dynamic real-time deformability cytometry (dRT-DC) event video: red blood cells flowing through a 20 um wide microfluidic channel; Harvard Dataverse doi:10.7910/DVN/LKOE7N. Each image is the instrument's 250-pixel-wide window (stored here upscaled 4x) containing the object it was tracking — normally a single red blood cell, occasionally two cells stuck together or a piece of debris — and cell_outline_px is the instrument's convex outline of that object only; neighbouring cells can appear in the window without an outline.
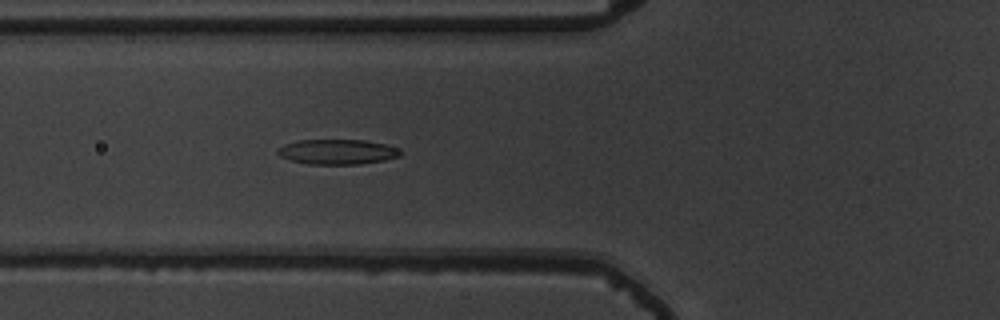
{"species": "common noctule bat (a hibernating species)", "species_latin": "Nyctalus noctula", "temperature_condition": "warm", "stored_images_in_passage": 45, "camera_frame_rate_fps": 3000, "um_per_image_px": 0.085, "animal": {"sex": "male", "body_mass_g": 19.5, "forearm_length_mm": 54.6}, "frame": {"image": 1, "passage_image": 11, "time_ms": 3.333, "image_size_px": [1000, 320], "cell_outline_px": [[404, 152], [400, 156], [384, 160], [360, 164], [308, 164], [292, 160], [280, 156], [276, 152], [284, 144], [300, 140], [364, 140], [384, 144], [396, 148]], "centroid_in_image_um": [28.69, 12.9], "position_along_channel_um": 97.1, "area_um2": 17.74}}
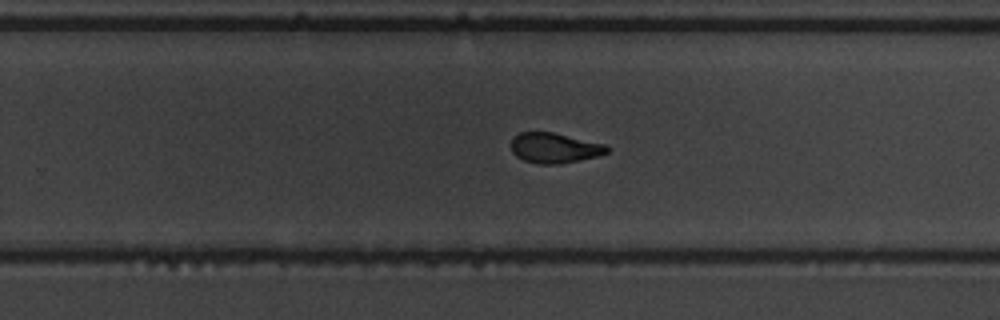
{"frame": {"image": 2, "passage_image": 26, "time_ms": 8.333, "image_size_px": [1000, 320], "cell_outline_px": [[608, 152], [596, 156], [580, 160], [560, 164], [540, 164], [524, 160], [516, 156], [512, 152], [512, 136], [520, 132], [552, 132], [604, 144], [608, 148]], "centroid_in_image_um": [47.09, 12.57], "position_along_channel_um": 282.7, "area_um2": 16.7}}
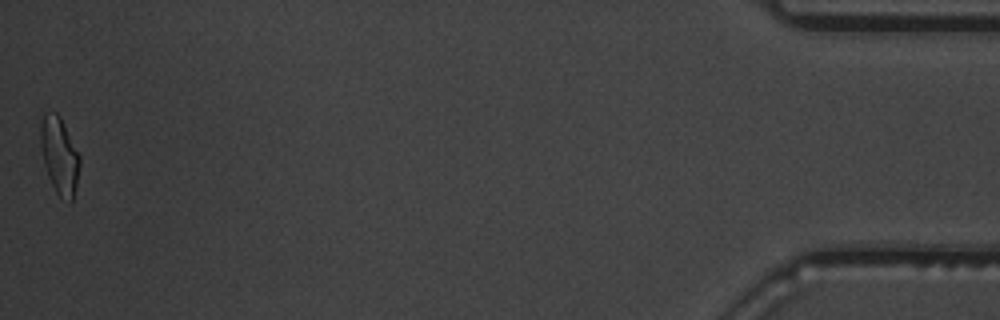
{"frame": {"image": 3, "passage_image": 45, "time_ms": 14.667, "image_size_px": [1000, 320], "cell_outline_px": [[80, 164], [76, 184], [72, 200], [68, 204], [56, 192], [48, 176], [44, 164], [40, 144], [40, 124], [44, 112], [56, 112], [60, 116], [80, 156]], "centroid_in_image_um": [5.04, 13.21], "position_along_channel_um": 430.2, "area_um2": 17.51}, "authors_computed_cell_mechanics": {"area_um2": 17.7446, "velocity_mm_per_s": 3.7112, "shape_relaxation_time_tau1_ms": 4.4059, "shape_relaxation_time_tau2_ms": 1.6297, "deformation_change_tau1": 0.1731, "deformation_change_tau2": 0.0868}}